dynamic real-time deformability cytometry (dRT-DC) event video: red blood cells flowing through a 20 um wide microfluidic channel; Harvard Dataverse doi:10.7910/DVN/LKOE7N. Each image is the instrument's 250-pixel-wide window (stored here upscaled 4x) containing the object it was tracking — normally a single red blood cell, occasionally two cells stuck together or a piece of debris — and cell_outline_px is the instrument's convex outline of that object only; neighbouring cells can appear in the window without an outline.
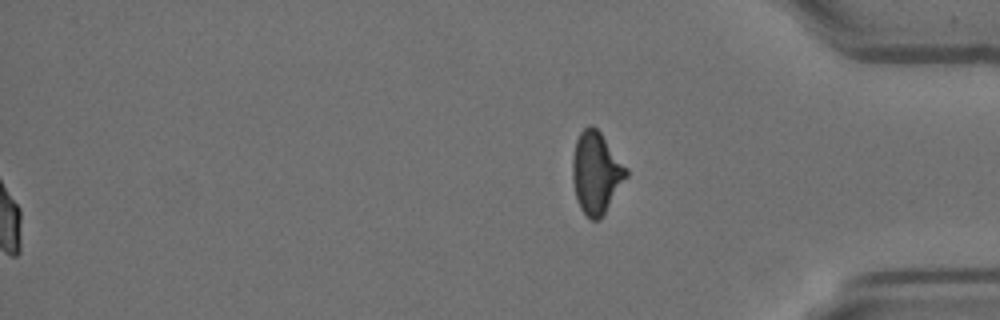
{"species": "Egyptian fruit bat (a non-hibernating species)", "species_latin": "Rousettus aegyptiacus", "temperature_condition": "room temperature", "stored_images_in_passage": 55, "segment_of_instrument_passage": [2, 2], "camera_frame_rate_fps": 3000, "um_per_image_px": 0.085, "animal": {"sex": "female"}, "frame": {"image": 1, "passage_image": 55, "time_ms": 18.0, "image_size_px": [1000, 320], "cell_outline_px": [[628, 176], [600, 220], [592, 220], [580, 208], [576, 196], [572, 180], [572, 160], [576, 140], [580, 132], [588, 124], [592, 124], [600, 132], [628, 168]], "centroid_in_image_um": [50.68, 14.67], "position_along_channel_um": 384.5, "area_um2": 25.61}}